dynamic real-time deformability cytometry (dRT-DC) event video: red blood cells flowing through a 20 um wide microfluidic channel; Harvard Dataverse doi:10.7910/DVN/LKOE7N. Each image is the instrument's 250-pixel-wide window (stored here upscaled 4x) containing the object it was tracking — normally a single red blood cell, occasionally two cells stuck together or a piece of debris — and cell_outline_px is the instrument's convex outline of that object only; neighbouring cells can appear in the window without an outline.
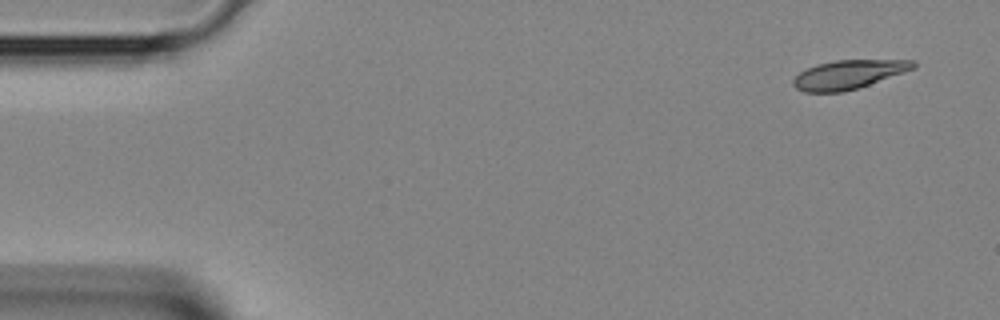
{"species": "Egyptian fruit bat (a non-hibernating species)", "species_latin": "Rousettus aegyptiacus", "temperature_condition": "room temperature", "stored_images_in_passage": 4, "camera_frame_rate_fps": 3000, "um_per_image_px": 0.085, "animal": {"sex": "female"}, "frame": {"image": 1, "passage_image": 1, "time_ms": 0.0, "image_size_px": [1000, 320], "cell_outline_px": [[916, 68], [844, 92], [804, 92], [796, 88], [792, 84], [792, 80], [800, 72], [816, 64], [836, 60], [916, 60]], "centroid_in_image_um": [72.11, 6.33], "position_along_channel_um": 12.9, "area_um2": 20.0}}
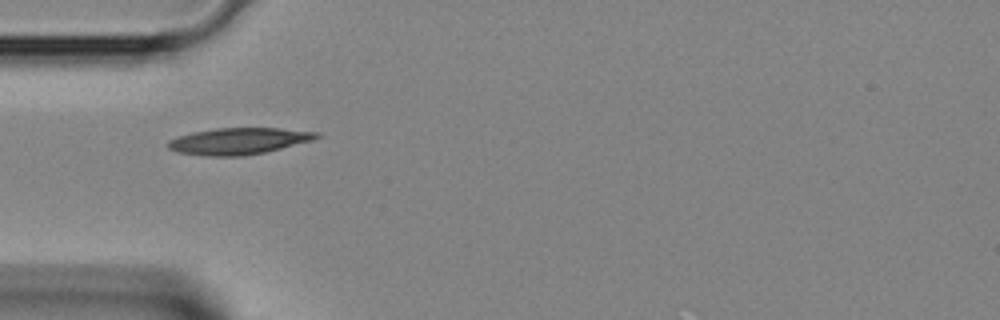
{"frame": {"image": 2, "passage_image": 3, "time_ms": 0.667, "image_size_px": [1000, 320], "cell_outline_px": [[320, 136], [312, 140], [264, 152], [240, 156], [204, 156], [176, 152], [168, 148], [168, 140], [192, 132], [216, 128], [280, 128], [320, 132]], "centroid_in_image_um": [20.26, 11.99], "position_along_channel_um": 64.7, "area_um2": 22.83}}
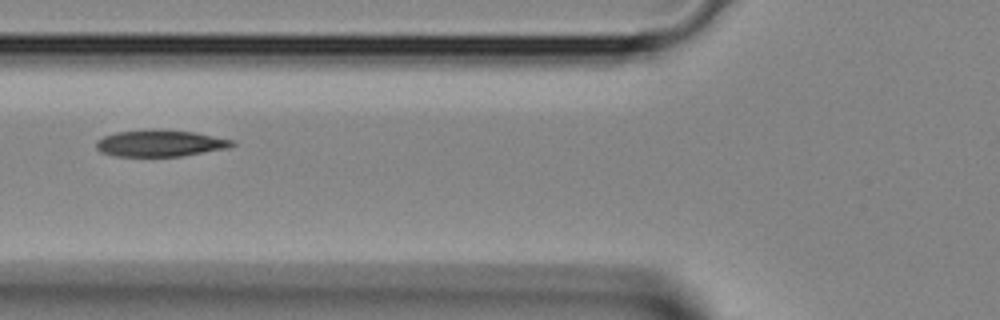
{"frame": {"image": 3, "passage_image": 4, "time_ms": 1.0, "image_size_px": [1000, 320], "cell_outline_px": [[236, 144], [228, 148], [180, 156], [116, 156], [100, 152], [96, 148], [96, 140], [104, 136], [116, 132], [196, 132], [236, 140]], "centroid_in_image_um": [13.65, 12.22], "position_along_channel_um": 112.1, "area_um2": 20.23}}